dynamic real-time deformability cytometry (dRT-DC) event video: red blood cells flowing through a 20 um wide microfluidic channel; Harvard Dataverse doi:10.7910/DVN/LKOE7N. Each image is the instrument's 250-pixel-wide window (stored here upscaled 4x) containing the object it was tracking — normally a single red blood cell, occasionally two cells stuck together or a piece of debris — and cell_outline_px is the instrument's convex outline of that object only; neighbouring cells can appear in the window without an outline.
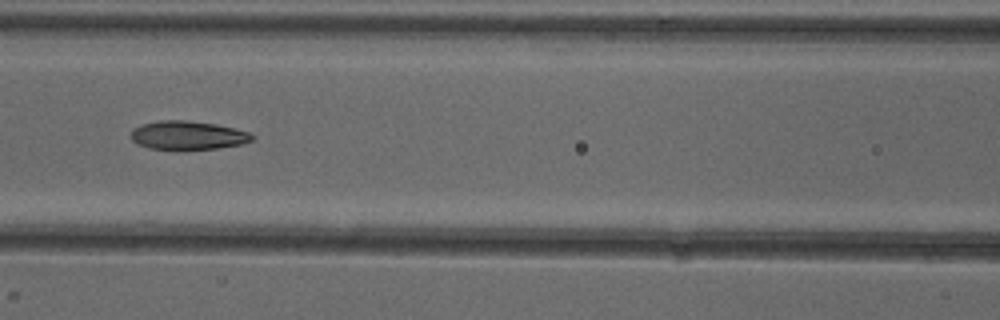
{"species": "common noctule bat (a hibernating species)", "species_latin": "Nyctalus noctula", "temperature_condition": "cold", "stored_images_in_passage": 6, "camera_frame_rate_fps": 3000, "um_per_image_px": 0.085, "animal": {"sex": "female"}, "frame": {"image": 1, "passage_image": 6, "time_ms": 6.667, "image_size_px": [1000, 320], "cell_outline_px": [[256, 136], [252, 140], [244, 144], [216, 148], [176, 152], [148, 148], [136, 144], [132, 140], [132, 128], [140, 124], [160, 120], [184, 120], [216, 124], [248, 132]], "centroid_in_image_um": [15.92, 11.54], "position_along_channel_um": 150.7, "area_um2": 20.92}}